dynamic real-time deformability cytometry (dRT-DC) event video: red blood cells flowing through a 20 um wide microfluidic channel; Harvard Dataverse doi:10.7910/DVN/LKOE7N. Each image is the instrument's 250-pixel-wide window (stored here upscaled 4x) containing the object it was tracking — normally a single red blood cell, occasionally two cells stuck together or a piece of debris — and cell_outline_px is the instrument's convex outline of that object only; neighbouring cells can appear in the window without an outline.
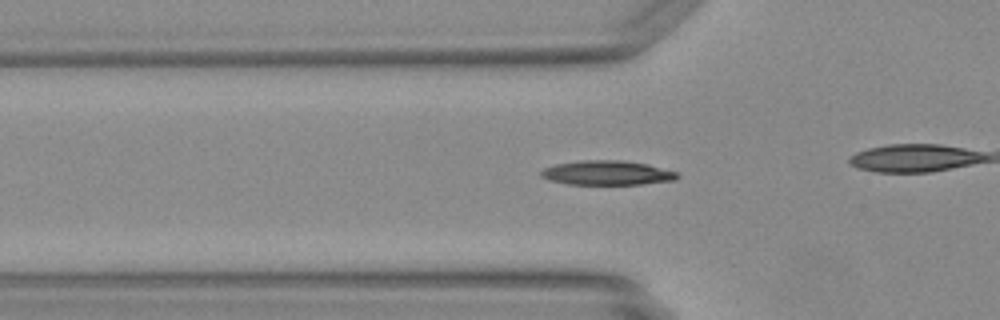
{"species": "Egyptian fruit bat (a non-hibernating species)", "species_latin": "Rousettus aegyptiacus", "temperature_condition": "warm", "stored_images_in_passage": 32, "camera_frame_rate_fps": 3000, "um_per_image_px": 0.085, "animal": {"sex": "female"}, "frame": {"image": 1, "passage_image": 10, "time_ms": 3.0, "image_size_px": [1000, 320], "cell_outline_px": [[680, 176], [676, 180], [640, 184], [568, 184], [548, 180], [540, 176], [540, 172], [544, 168], [556, 164], [580, 160], [620, 160], [648, 164], [676, 172]], "centroid_in_image_um": [51.58, 14.69], "position_along_channel_um": 74.2, "area_um2": 19.36}}